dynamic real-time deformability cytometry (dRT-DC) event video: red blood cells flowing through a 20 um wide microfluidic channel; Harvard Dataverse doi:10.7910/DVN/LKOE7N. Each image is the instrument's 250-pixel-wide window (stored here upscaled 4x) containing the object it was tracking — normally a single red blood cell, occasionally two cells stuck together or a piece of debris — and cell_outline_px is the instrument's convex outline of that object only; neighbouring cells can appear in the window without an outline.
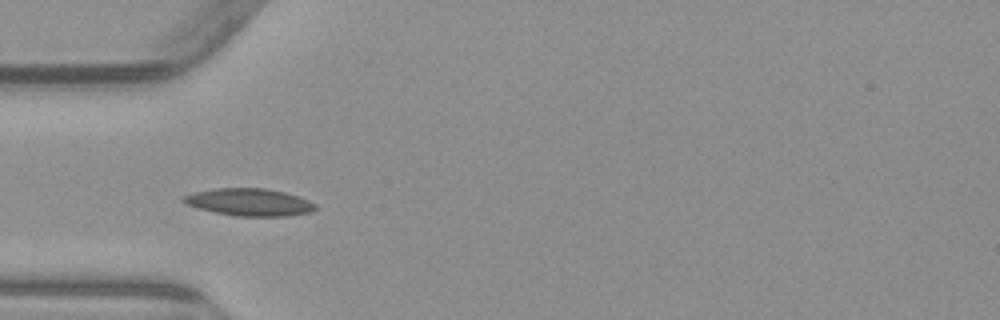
{"species": "common noctule bat (a hibernating species)", "species_latin": "Nyctalus noctula", "temperature_condition": "warm", "stored_images_in_passage": 9, "camera_frame_rate_fps": 3000, "um_per_image_px": 0.085, "animal": {"sex": "male", "body_mass_g": 23.1, "forearm_length_mm": 52.7}, "frame": {"image": 1, "passage_image": 4, "time_ms": 4.667, "image_size_px": [1000, 320], "cell_outline_px": [[316, 208], [308, 212], [288, 216], [236, 216], [216, 212], [184, 204], [180, 200], [180, 196], [192, 192], [216, 188], [264, 188], [284, 192], [300, 196], [316, 204]], "centroid_in_image_um": [21.14, 17.17], "position_along_channel_um": 63.9, "area_um2": 21.1}}
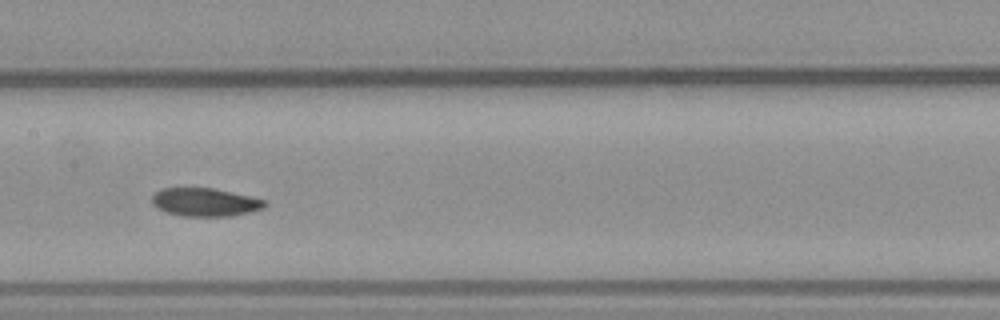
{"frame": {"image": 2, "passage_image": 7, "time_ms": 8.0, "image_size_px": [1000, 320], "cell_outline_px": [[268, 204], [264, 208], [248, 212], [228, 216], [180, 216], [156, 208], [152, 204], [152, 196], [160, 188], [212, 188], [252, 196], [264, 200]], "centroid_in_image_um": [17.42, 17.18], "position_along_channel_um": 190.0, "area_um2": 18.55}}
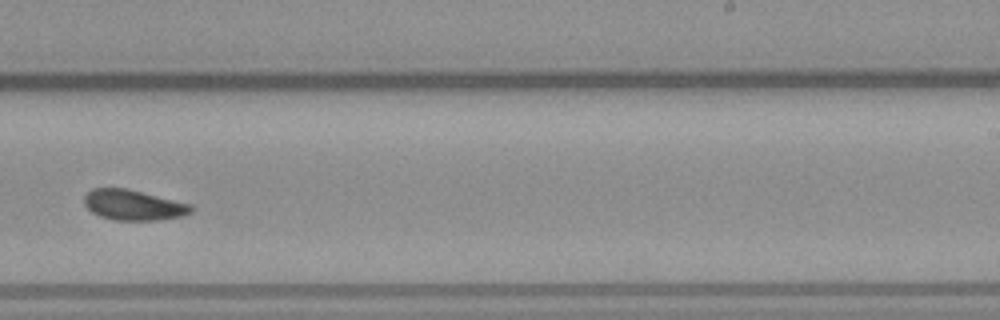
{"frame": {"image": 3, "passage_image": 9, "time_ms": 10.333, "image_size_px": [1000, 320], "cell_outline_px": [[192, 212], [184, 216], [160, 220], [112, 220], [100, 216], [92, 212], [84, 204], [84, 196], [92, 188], [128, 188], [192, 204]], "centroid_in_image_um": [11.36, 17.43], "position_along_channel_um": 277.6, "area_um2": 19.13}}